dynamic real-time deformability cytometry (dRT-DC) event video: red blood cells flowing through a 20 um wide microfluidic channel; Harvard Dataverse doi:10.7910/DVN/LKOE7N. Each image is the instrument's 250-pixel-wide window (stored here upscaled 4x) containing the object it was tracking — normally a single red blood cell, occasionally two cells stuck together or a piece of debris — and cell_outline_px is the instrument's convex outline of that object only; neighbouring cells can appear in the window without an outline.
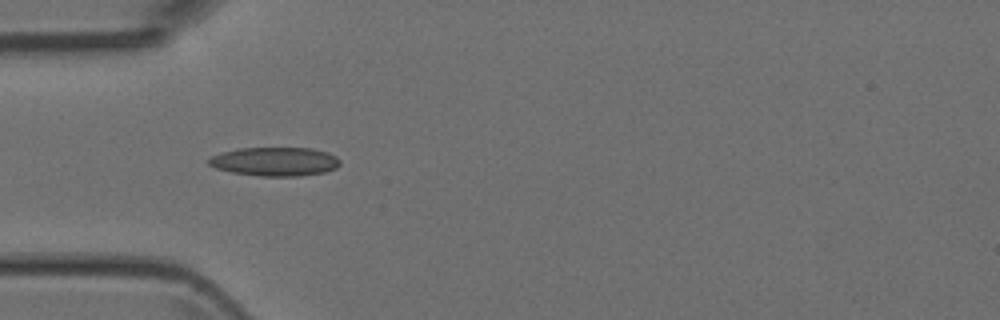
{"species": "Egyptian fruit bat (a non-hibernating species)", "species_latin": "Rousettus aegyptiacus", "temperature_condition": "room temperature", "stored_images_in_passage": 36, "camera_frame_rate_fps": 3000, "um_per_image_px": 0.085, "animal": {"sex": "female"}, "frame": {"image": 1, "passage_image": 1, "time_ms": 0.0, "image_size_px": [1000, 320], "cell_outline_px": [[340, 164], [336, 168], [324, 172], [300, 176], [260, 176], [232, 172], [216, 168], [208, 164], [208, 160], [212, 156], [220, 152], [236, 148], [312, 148], [336, 156], [340, 160]], "centroid_in_image_um": [23.35, 13.73], "position_along_channel_um": 61.6, "area_um2": 22.02}}
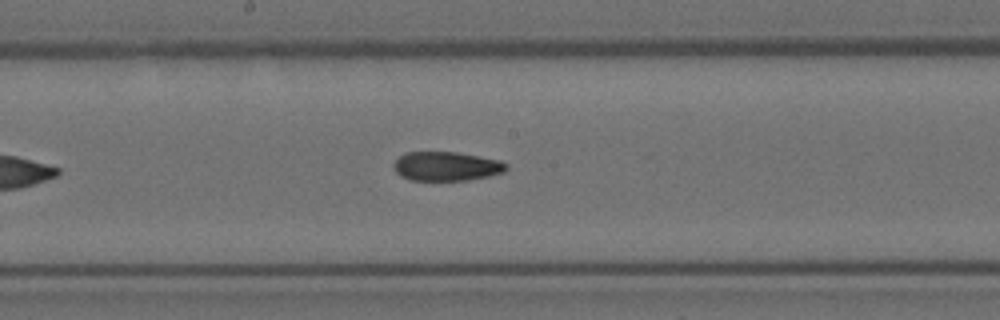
{"frame": {"image": 2, "passage_image": 12, "time_ms": 3.667, "image_size_px": [1000, 320], "cell_outline_px": [[508, 168], [504, 172], [488, 176], [468, 180], [412, 180], [400, 176], [392, 168], [392, 164], [404, 152], [456, 152], [480, 156], [500, 160], [508, 164]], "centroid_in_image_um": [37.94, 14.13], "position_along_channel_um": 210.3, "area_um2": 19.25}}
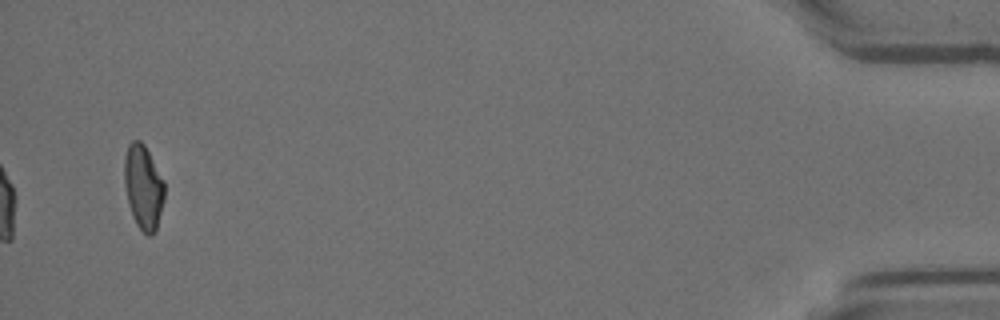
{"frame": {"image": 3, "passage_image": 34, "time_ms": 11.0, "image_size_px": [1000, 320], "cell_outline_px": [[164, 200], [156, 232], [152, 236], [148, 236], [136, 224], [132, 216], [128, 204], [124, 184], [124, 156], [128, 144], [132, 140], [140, 140], [144, 144], [164, 180]], "centroid_in_image_um": [12.18, 15.91], "position_along_channel_um": 423.0, "area_um2": 20.0}}